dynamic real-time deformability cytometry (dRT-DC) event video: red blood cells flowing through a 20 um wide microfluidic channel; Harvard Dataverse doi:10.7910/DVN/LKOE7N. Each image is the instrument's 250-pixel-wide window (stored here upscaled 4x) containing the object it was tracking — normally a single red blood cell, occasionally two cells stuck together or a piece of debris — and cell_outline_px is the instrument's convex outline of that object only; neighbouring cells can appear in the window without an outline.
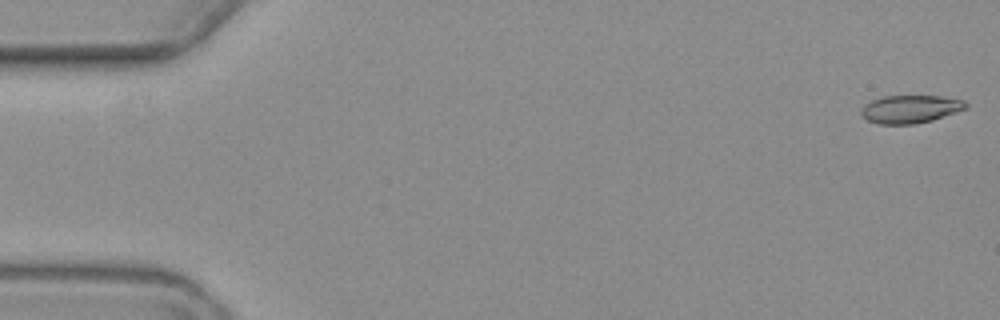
{"species": "common noctule bat (a hibernating species)", "species_latin": "Nyctalus noctula", "temperature_condition": "warm", "stored_images_in_passage": 7, "camera_frame_rate_fps": 3000, "um_per_image_px": 0.085, "animal": {"sex": "female", "body_mass_g": 19.3, "forearm_length_mm": 54.1}, "frame": {"image": 1, "passage_image": 1, "time_ms": 0.0, "image_size_px": [1000, 320], "cell_outline_px": [[968, 108], [932, 120], [912, 124], [880, 124], [868, 120], [860, 112], [864, 104], [872, 100], [884, 96], [940, 96], [964, 100], [968, 104]], "centroid_in_image_um": [77.4, 9.26], "position_along_channel_um": 7.6, "area_um2": 16.94}}
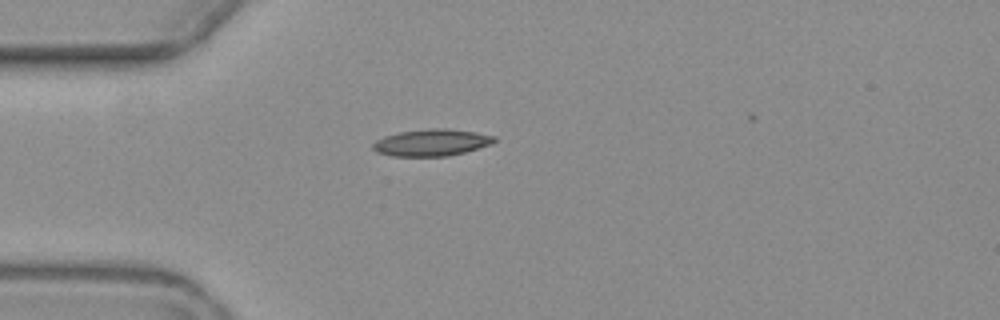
{"frame": {"image": 2, "passage_image": 5, "time_ms": 5.0, "image_size_px": [1000, 320], "cell_outline_px": [[496, 140], [492, 144], [464, 152], [448, 156], [392, 156], [376, 152], [372, 148], [372, 144], [376, 140], [384, 136], [400, 132], [428, 128], [448, 128], [476, 132], [496, 136]], "centroid_in_image_um": [36.68, 12.11], "position_along_channel_um": 48.3, "area_um2": 19.07}}
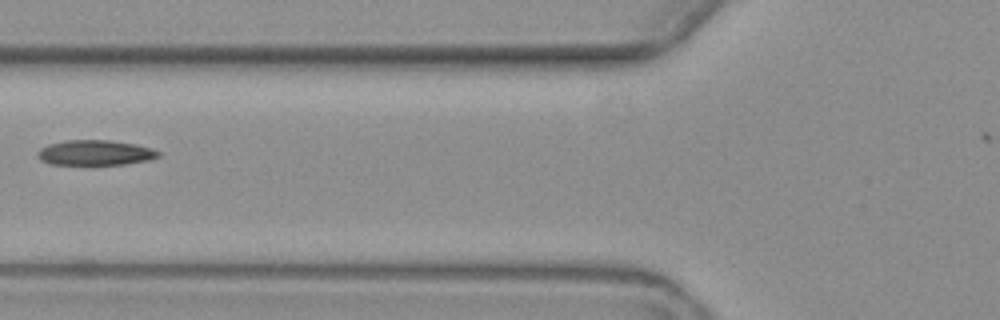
{"frame": {"image": 3, "passage_image": 7, "time_ms": 7.333, "image_size_px": [1000, 320], "cell_outline_px": [[160, 156], [148, 160], [124, 164], [52, 164], [40, 160], [36, 152], [40, 148], [48, 144], [64, 140], [108, 140], [136, 144], [152, 148], [160, 152]], "centroid_in_image_um": [8.08, 12.97], "position_along_channel_um": 117.7, "area_um2": 17.69}}